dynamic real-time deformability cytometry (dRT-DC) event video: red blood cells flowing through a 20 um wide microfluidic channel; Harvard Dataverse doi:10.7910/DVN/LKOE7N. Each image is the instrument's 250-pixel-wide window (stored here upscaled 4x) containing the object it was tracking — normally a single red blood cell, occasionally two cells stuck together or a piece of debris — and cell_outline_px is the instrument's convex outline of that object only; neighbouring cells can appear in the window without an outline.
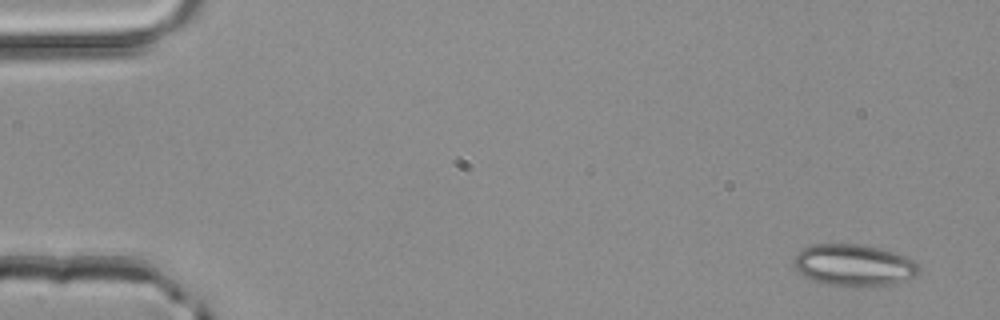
{"species": "common noctule bat (a hibernating species)", "species_latin": "Nyctalus noctula", "temperature_condition": "room temperature", "stored_images_in_passage": 3, "camera_frame_rate_fps": 3000, "um_per_image_px": 0.085, "animal": {"sex": "male", "body_mass_g": 20.4}, "frame": {"image": 1, "passage_image": 1, "time_ms": 0.0, "image_size_px": [1000, 320], "cell_outline_px": [[920, 272], [916, 276], [908, 280], [892, 284], [824, 284], [812, 280], [800, 272], [796, 268], [796, 256], [804, 248], [812, 244], [860, 244], [880, 248], [908, 256], [920, 268]], "centroid_in_image_um": [72.64, 22.51], "position_along_channel_um": 12.4, "area_um2": 29.65}}